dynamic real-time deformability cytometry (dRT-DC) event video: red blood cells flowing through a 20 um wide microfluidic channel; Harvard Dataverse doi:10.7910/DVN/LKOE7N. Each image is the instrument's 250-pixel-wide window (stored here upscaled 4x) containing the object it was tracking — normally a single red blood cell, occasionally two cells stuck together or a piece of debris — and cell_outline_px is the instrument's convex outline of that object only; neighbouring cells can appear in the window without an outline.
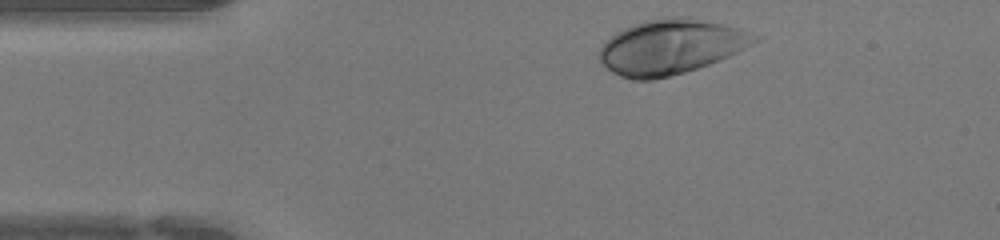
{"species": "human", "species_latin": "Homo sapiens", "temperature_condition": "warm", "stored_images_in_passage": 30, "camera_frame_rate_fps": 3000, "um_per_image_px": 0.085, "donor": {"sex": "female"}, "frame": {"image": 1, "passage_image": 1, "time_ms": 0.0, "image_size_px": [1000, 240], "cell_outline_px": [[760, 40], [720, 60], [684, 72], [652, 80], [632, 80], [620, 76], [612, 72], [600, 60], [600, 48], [616, 32], [632, 24], [644, 20], [668, 16], [692, 16], [736, 28], [760, 36]], "centroid_in_image_um": [57.01, 3.96], "position_along_channel_um": 28.0, "area_um2": 49.3}}
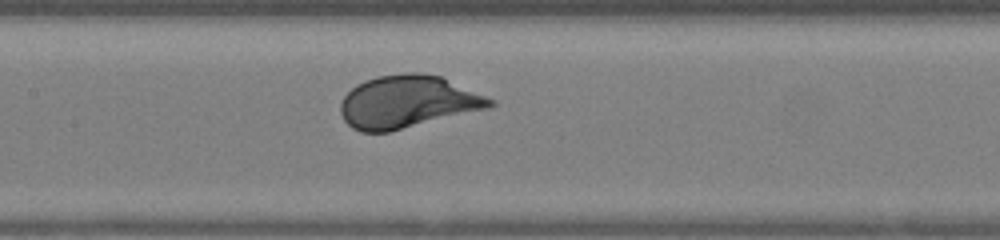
{"frame": {"image": 2, "passage_image": 14, "time_ms": 4.333, "image_size_px": [1000, 240], "cell_outline_px": [[496, 104], [488, 108], [388, 132], [360, 132], [352, 128], [344, 120], [340, 112], [340, 104], [344, 96], [356, 84], [364, 80], [376, 76], [404, 72], [420, 72], [440, 76], [496, 100]], "centroid_in_image_um": [34.63, 8.64], "position_along_channel_um": 172.8, "area_um2": 45.78}}
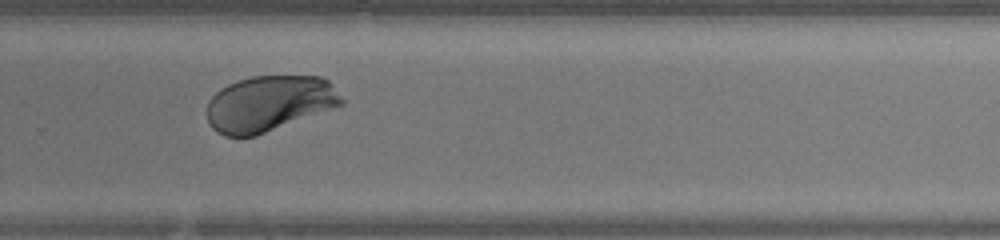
{"frame": {"image": 3, "passage_image": 23, "time_ms": 7.333, "image_size_px": [1000, 240], "cell_outline_px": [[344, 104], [256, 136], [224, 136], [216, 132], [208, 124], [208, 100], [220, 88], [236, 80], [252, 76], [320, 76], [328, 80], [344, 100]], "centroid_in_image_um": [22.86, 8.8], "position_along_channel_um": 306.9, "area_um2": 43.75}}